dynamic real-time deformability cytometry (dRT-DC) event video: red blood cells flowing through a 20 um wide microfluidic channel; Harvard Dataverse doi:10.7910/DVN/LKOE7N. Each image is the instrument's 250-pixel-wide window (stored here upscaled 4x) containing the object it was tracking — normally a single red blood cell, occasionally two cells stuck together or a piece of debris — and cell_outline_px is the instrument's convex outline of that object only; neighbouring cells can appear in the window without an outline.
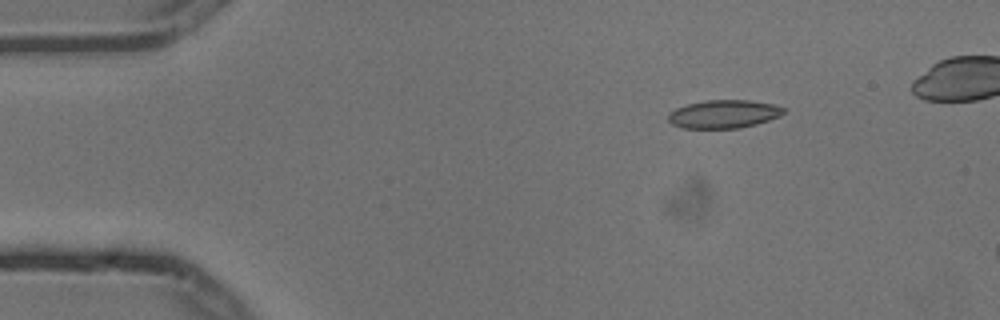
{"species": "common noctule bat (a hibernating species)", "species_latin": "Nyctalus noctula", "temperature_condition": "cold", "stored_images_in_passage": 5, "camera_frame_rate_fps": 3000, "um_per_image_px": 0.085, "animal": {"sex": "male", "body_mass_g": 13.3}, "frame": {"image": 1, "passage_image": 2, "time_ms": 0.333, "image_size_px": [1000, 320], "cell_outline_px": [[784, 112], [780, 116], [756, 124], [740, 128], [680, 128], [672, 124], [668, 120], [668, 112], [676, 108], [688, 104], [708, 100], [748, 100], [776, 104], [784, 108]], "centroid_in_image_um": [61.51, 9.69], "position_along_channel_um": 23.5, "area_um2": 19.02}}